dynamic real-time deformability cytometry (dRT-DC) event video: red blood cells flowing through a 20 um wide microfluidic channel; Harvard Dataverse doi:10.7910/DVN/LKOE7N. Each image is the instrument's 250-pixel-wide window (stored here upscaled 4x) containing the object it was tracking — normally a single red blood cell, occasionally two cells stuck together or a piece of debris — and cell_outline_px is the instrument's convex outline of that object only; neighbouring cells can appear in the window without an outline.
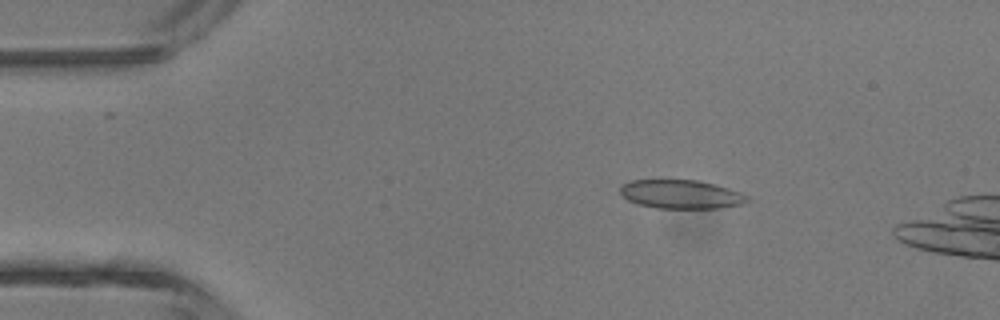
{"species": "common noctule bat (a hibernating species)", "species_latin": "Nyctalus noctula", "temperature_condition": "room temperature", "stored_images_in_passage": 4, "camera_frame_rate_fps": 3000, "um_per_image_px": 0.085, "animal": {"sex": "male", "body_mass_g": 13.3}, "frame": {"image": 1, "passage_image": 1, "time_ms": 0.0, "image_size_px": [1000, 320], "cell_outline_px": [[752, 200], [740, 204], [716, 208], [656, 208], [640, 204], [628, 200], [620, 192], [620, 184], [632, 180], [696, 180], [716, 184], [740, 192]], "centroid_in_image_um": [57.87, 16.5], "position_along_channel_um": 27.1, "area_um2": 21.15}}
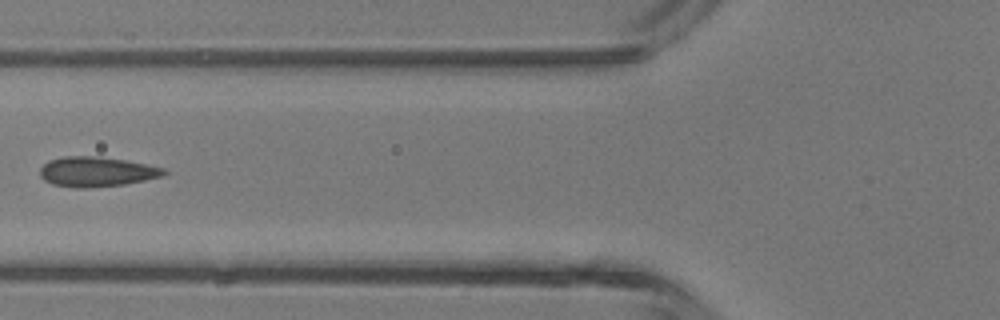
{"frame": {"image": 2, "passage_image": 4, "time_ms": 3.333, "image_size_px": [1000, 320], "cell_outline_px": [[168, 172], [164, 176], [124, 184], [88, 188], [76, 188], [52, 184], [44, 180], [40, 176], [40, 168], [48, 160], [64, 156], [96, 156], [128, 160], [164, 168]], "centroid_in_image_um": [8.21, 14.59], "position_along_channel_um": 117.6, "area_um2": 21.73}}